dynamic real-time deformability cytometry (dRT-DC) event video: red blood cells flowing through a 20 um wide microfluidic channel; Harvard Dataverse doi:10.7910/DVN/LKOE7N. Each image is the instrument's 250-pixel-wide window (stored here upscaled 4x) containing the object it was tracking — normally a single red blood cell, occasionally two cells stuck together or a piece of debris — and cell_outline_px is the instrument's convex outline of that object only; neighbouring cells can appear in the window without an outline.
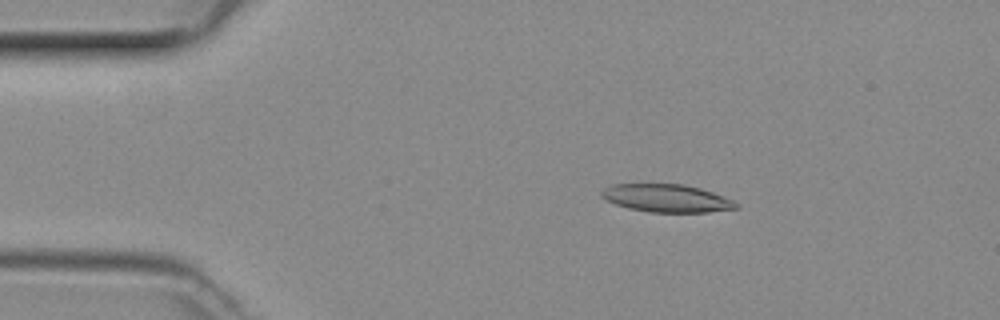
{"species": "common noctule bat (a hibernating species)", "species_latin": "Nyctalus noctula", "temperature_condition": "room temperature", "stored_images_in_passage": 48, "camera_frame_rate_fps": 3000, "um_per_image_px": 0.085, "animal": {"sex": "female", "body_mass_g": 29.2, "forearm_length_mm": 56.3}, "frame": {"image": 1, "passage_image": 8, "time_ms": 2.333, "image_size_px": [1000, 320], "cell_outline_px": [[740, 208], [708, 212], [648, 212], [628, 208], [616, 204], [600, 196], [600, 192], [604, 188], [612, 184], [684, 184], [700, 188], [712, 192], [732, 200], [740, 204]], "centroid_in_image_um": [56.67, 16.85], "position_along_channel_um": 28.3, "area_um2": 21.85}}
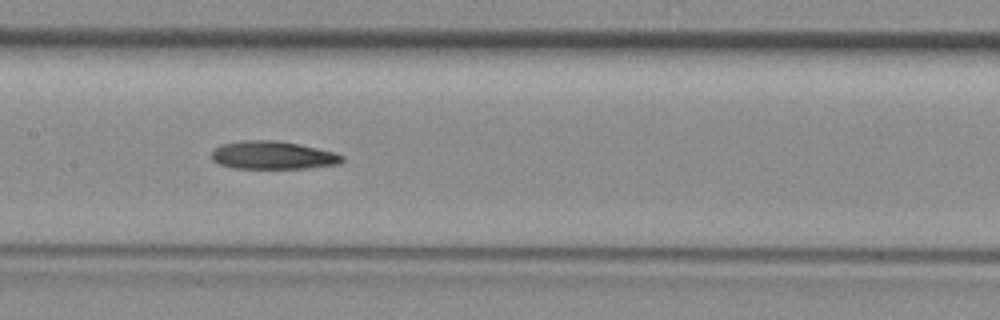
{"frame": {"image": 2, "passage_image": 23, "time_ms": 7.333, "image_size_px": [1000, 320], "cell_outline_px": [[344, 160], [340, 164], [308, 168], [232, 168], [220, 164], [212, 160], [212, 152], [216, 148], [224, 144], [240, 140], [276, 140], [316, 148], [332, 152], [344, 156]], "centroid_in_image_um": [23.19, 13.2], "position_along_channel_um": 184.2, "area_um2": 21.15}}
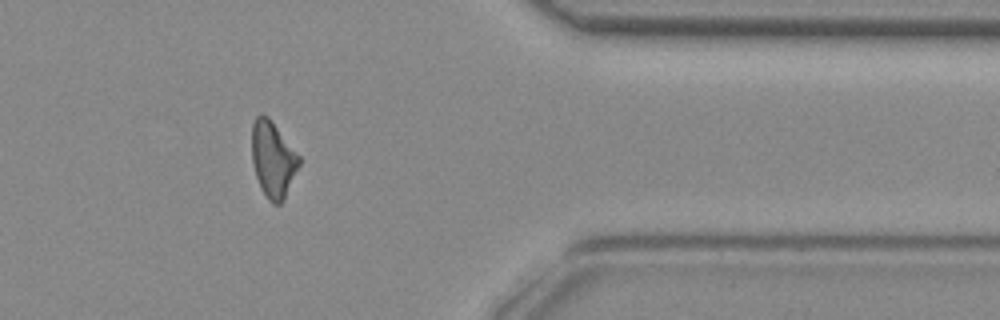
{"frame": {"image": 3, "passage_image": 39, "time_ms": 12.667, "image_size_px": [1000, 320], "cell_outline_px": [[300, 164], [284, 200], [280, 204], [272, 204], [268, 200], [260, 188], [256, 176], [252, 160], [252, 124], [256, 116], [260, 112], [268, 116], [300, 156]], "centroid_in_image_um": [23.19, 13.54], "position_along_channel_um": 388.2, "area_um2": 21.04}}